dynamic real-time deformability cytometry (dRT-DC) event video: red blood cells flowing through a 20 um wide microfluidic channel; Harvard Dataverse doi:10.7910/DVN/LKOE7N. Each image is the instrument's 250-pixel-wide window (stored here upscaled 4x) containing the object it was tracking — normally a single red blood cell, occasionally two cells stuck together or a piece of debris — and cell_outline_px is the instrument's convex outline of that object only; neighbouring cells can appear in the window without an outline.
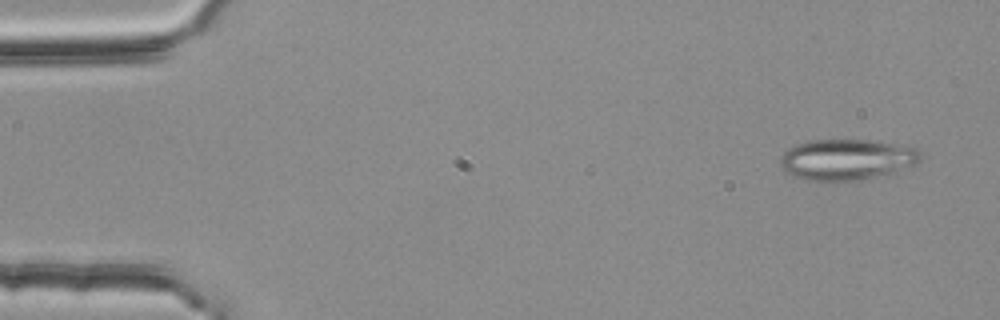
{"species": "common noctule bat (a hibernating species)", "species_latin": "Nyctalus noctula", "temperature_condition": "room temperature", "stored_images_in_passage": 4, "camera_frame_rate_fps": 3000, "um_per_image_px": 0.085, "animal": {"sex": "female", "body_mass_g": 25.1}, "frame": {"image": 1, "passage_image": 1, "time_ms": 0.0, "image_size_px": [1000, 320], "cell_outline_px": [[924, 156], [916, 164], [876, 176], [856, 180], [804, 180], [788, 172], [780, 164], [780, 156], [788, 148], [796, 144], [808, 140], [872, 140], [916, 148]], "centroid_in_image_um": [71.95, 13.53], "position_along_channel_um": 13.0, "area_um2": 32.95}}